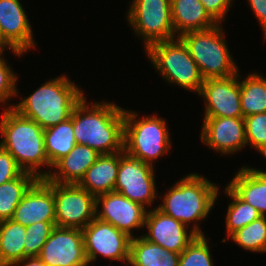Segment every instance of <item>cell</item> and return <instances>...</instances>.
Returning a JSON list of instances; mask_svg holds the SVG:
<instances>
[{
    "label": "cell",
    "instance_id": "cell-1",
    "mask_svg": "<svg viewBox=\"0 0 266 266\" xmlns=\"http://www.w3.org/2000/svg\"><path fill=\"white\" fill-rule=\"evenodd\" d=\"M84 96L73 109V130L77 144L100 154L123 151L124 109L112 102L88 105Z\"/></svg>",
    "mask_w": 266,
    "mask_h": 266
},
{
    "label": "cell",
    "instance_id": "cell-2",
    "mask_svg": "<svg viewBox=\"0 0 266 266\" xmlns=\"http://www.w3.org/2000/svg\"><path fill=\"white\" fill-rule=\"evenodd\" d=\"M0 121V146L13 156L24 172L39 179L46 178L49 171H38L42 165L51 168L45 152L44 129L12 107L5 108Z\"/></svg>",
    "mask_w": 266,
    "mask_h": 266
},
{
    "label": "cell",
    "instance_id": "cell-3",
    "mask_svg": "<svg viewBox=\"0 0 266 266\" xmlns=\"http://www.w3.org/2000/svg\"><path fill=\"white\" fill-rule=\"evenodd\" d=\"M83 97V91L61 75L46 81L19 104L9 106L46 129L68 120Z\"/></svg>",
    "mask_w": 266,
    "mask_h": 266
},
{
    "label": "cell",
    "instance_id": "cell-4",
    "mask_svg": "<svg viewBox=\"0 0 266 266\" xmlns=\"http://www.w3.org/2000/svg\"><path fill=\"white\" fill-rule=\"evenodd\" d=\"M215 184L197 173L188 174L169 188L157 209L189 227L209 215L219 196Z\"/></svg>",
    "mask_w": 266,
    "mask_h": 266
},
{
    "label": "cell",
    "instance_id": "cell-5",
    "mask_svg": "<svg viewBox=\"0 0 266 266\" xmlns=\"http://www.w3.org/2000/svg\"><path fill=\"white\" fill-rule=\"evenodd\" d=\"M135 111L124 109L123 150L144 163L164 156L171 148L166 120L156 115L138 118Z\"/></svg>",
    "mask_w": 266,
    "mask_h": 266
},
{
    "label": "cell",
    "instance_id": "cell-6",
    "mask_svg": "<svg viewBox=\"0 0 266 266\" xmlns=\"http://www.w3.org/2000/svg\"><path fill=\"white\" fill-rule=\"evenodd\" d=\"M220 24L200 31H192L179 38L198 65L203 79L231 77L239 72Z\"/></svg>",
    "mask_w": 266,
    "mask_h": 266
},
{
    "label": "cell",
    "instance_id": "cell-7",
    "mask_svg": "<svg viewBox=\"0 0 266 266\" xmlns=\"http://www.w3.org/2000/svg\"><path fill=\"white\" fill-rule=\"evenodd\" d=\"M149 60L168 83L200 93L203 77L183 41L171 39L152 44L146 50Z\"/></svg>",
    "mask_w": 266,
    "mask_h": 266
},
{
    "label": "cell",
    "instance_id": "cell-8",
    "mask_svg": "<svg viewBox=\"0 0 266 266\" xmlns=\"http://www.w3.org/2000/svg\"><path fill=\"white\" fill-rule=\"evenodd\" d=\"M128 23L144 39L145 50L154 43L177 38L173 29L171 0H133Z\"/></svg>",
    "mask_w": 266,
    "mask_h": 266
},
{
    "label": "cell",
    "instance_id": "cell-9",
    "mask_svg": "<svg viewBox=\"0 0 266 266\" xmlns=\"http://www.w3.org/2000/svg\"><path fill=\"white\" fill-rule=\"evenodd\" d=\"M55 225L85 228L96 217V197L79 184L53 182Z\"/></svg>",
    "mask_w": 266,
    "mask_h": 266
},
{
    "label": "cell",
    "instance_id": "cell-10",
    "mask_svg": "<svg viewBox=\"0 0 266 266\" xmlns=\"http://www.w3.org/2000/svg\"><path fill=\"white\" fill-rule=\"evenodd\" d=\"M153 165L144 163L123 151L119 152V167L114 191L143 207L156 199Z\"/></svg>",
    "mask_w": 266,
    "mask_h": 266
},
{
    "label": "cell",
    "instance_id": "cell-11",
    "mask_svg": "<svg viewBox=\"0 0 266 266\" xmlns=\"http://www.w3.org/2000/svg\"><path fill=\"white\" fill-rule=\"evenodd\" d=\"M88 263H94L98 254L112 260L129 263L131 239L128 234L96 217L82 229Z\"/></svg>",
    "mask_w": 266,
    "mask_h": 266
},
{
    "label": "cell",
    "instance_id": "cell-12",
    "mask_svg": "<svg viewBox=\"0 0 266 266\" xmlns=\"http://www.w3.org/2000/svg\"><path fill=\"white\" fill-rule=\"evenodd\" d=\"M38 257L46 266H90L78 228L55 226Z\"/></svg>",
    "mask_w": 266,
    "mask_h": 266
},
{
    "label": "cell",
    "instance_id": "cell-13",
    "mask_svg": "<svg viewBox=\"0 0 266 266\" xmlns=\"http://www.w3.org/2000/svg\"><path fill=\"white\" fill-rule=\"evenodd\" d=\"M144 226L148 230L144 239L175 253H181L197 235H204L197 223L188 233L189 227L157 208L147 211Z\"/></svg>",
    "mask_w": 266,
    "mask_h": 266
},
{
    "label": "cell",
    "instance_id": "cell-14",
    "mask_svg": "<svg viewBox=\"0 0 266 266\" xmlns=\"http://www.w3.org/2000/svg\"><path fill=\"white\" fill-rule=\"evenodd\" d=\"M239 73L225 78L203 81L199 95L205 100L204 117L243 118L240 103Z\"/></svg>",
    "mask_w": 266,
    "mask_h": 266
},
{
    "label": "cell",
    "instance_id": "cell-15",
    "mask_svg": "<svg viewBox=\"0 0 266 266\" xmlns=\"http://www.w3.org/2000/svg\"><path fill=\"white\" fill-rule=\"evenodd\" d=\"M100 205L102 211H98ZM146 210L142 205L129 200L116 191L96 197V218L112 224L132 238L134 237L132 229L144 227Z\"/></svg>",
    "mask_w": 266,
    "mask_h": 266
},
{
    "label": "cell",
    "instance_id": "cell-16",
    "mask_svg": "<svg viewBox=\"0 0 266 266\" xmlns=\"http://www.w3.org/2000/svg\"><path fill=\"white\" fill-rule=\"evenodd\" d=\"M201 132L202 142L223 155L238 153L247 145L244 118L204 117Z\"/></svg>",
    "mask_w": 266,
    "mask_h": 266
},
{
    "label": "cell",
    "instance_id": "cell-17",
    "mask_svg": "<svg viewBox=\"0 0 266 266\" xmlns=\"http://www.w3.org/2000/svg\"><path fill=\"white\" fill-rule=\"evenodd\" d=\"M28 227L36 222H55L53 182L38 179L24 194L11 218Z\"/></svg>",
    "mask_w": 266,
    "mask_h": 266
},
{
    "label": "cell",
    "instance_id": "cell-18",
    "mask_svg": "<svg viewBox=\"0 0 266 266\" xmlns=\"http://www.w3.org/2000/svg\"><path fill=\"white\" fill-rule=\"evenodd\" d=\"M30 22L20 0H0V29L2 39L15 55L22 56L35 47Z\"/></svg>",
    "mask_w": 266,
    "mask_h": 266
},
{
    "label": "cell",
    "instance_id": "cell-19",
    "mask_svg": "<svg viewBox=\"0 0 266 266\" xmlns=\"http://www.w3.org/2000/svg\"><path fill=\"white\" fill-rule=\"evenodd\" d=\"M99 155L100 153L87 145L76 144L66 156L53 166L56 170L48 172L46 178L58 184H78Z\"/></svg>",
    "mask_w": 266,
    "mask_h": 266
},
{
    "label": "cell",
    "instance_id": "cell-20",
    "mask_svg": "<svg viewBox=\"0 0 266 266\" xmlns=\"http://www.w3.org/2000/svg\"><path fill=\"white\" fill-rule=\"evenodd\" d=\"M171 15L177 37L192 31L210 29L218 24L200 0H171Z\"/></svg>",
    "mask_w": 266,
    "mask_h": 266
},
{
    "label": "cell",
    "instance_id": "cell-21",
    "mask_svg": "<svg viewBox=\"0 0 266 266\" xmlns=\"http://www.w3.org/2000/svg\"><path fill=\"white\" fill-rule=\"evenodd\" d=\"M227 185L266 217V171L244 166Z\"/></svg>",
    "mask_w": 266,
    "mask_h": 266
},
{
    "label": "cell",
    "instance_id": "cell-22",
    "mask_svg": "<svg viewBox=\"0 0 266 266\" xmlns=\"http://www.w3.org/2000/svg\"><path fill=\"white\" fill-rule=\"evenodd\" d=\"M119 167V152L100 154L78 183L95 197L114 191Z\"/></svg>",
    "mask_w": 266,
    "mask_h": 266
},
{
    "label": "cell",
    "instance_id": "cell-23",
    "mask_svg": "<svg viewBox=\"0 0 266 266\" xmlns=\"http://www.w3.org/2000/svg\"><path fill=\"white\" fill-rule=\"evenodd\" d=\"M180 253L167 251L160 245L147 241L142 236L133 237L130 244L131 266H178Z\"/></svg>",
    "mask_w": 266,
    "mask_h": 266
},
{
    "label": "cell",
    "instance_id": "cell-24",
    "mask_svg": "<svg viewBox=\"0 0 266 266\" xmlns=\"http://www.w3.org/2000/svg\"><path fill=\"white\" fill-rule=\"evenodd\" d=\"M71 117L55 126L44 129L45 152L51 168L76 145Z\"/></svg>",
    "mask_w": 266,
    "mask_h": 266
},
{
    "label": "cell",
    "instance_id": "cell-25",
    "mask_svg": "<svg viewBox=\"0 0 266 266\" xmlns=\"http://www.w3.org/2000/svg\"><path fill=\"white\" fill-rule=\"evenodd\" d=\"M26 227L12 219L0 222V266H11L25 258Z\"/></svg>",
    "mask_w": 266,
    "mask_h": 266
},
{
    "label": "cell",
    "instance_id": "cell-26",
    "mask_svg": "<svg viewBox=\"0 0 266 266\" xmlns=\"http://www.w3.org/2000/svg\"><path fill=\"white\" fill-rule=\"evenodd\" d=\"M38 179L23 171L17 178L0 185V222L12 218L20 200Z\"/></svg>",
    "mask_w": 266,
    "mask_h": 266
},
{
    "label": "cell",
    "instance_id": "cell-27",
    "mask_svg": "<svg viewBox=\"0 0 266 266\" xmlns=\"http://www.w3.org/2000/svg\"><path fill=\"white\" fill-rule=\"evenodd\" d=\"M240 103L243 118L266 112V78L262 74L251 73L240 79Z\"/></svg>",
    "mask_w": 266,
    "mask_h": 266
},
{
    "label": "cell",
    "instance_id": "cell-28",
    "mask_svg": "<svg viewBox=\"0 0 266 266\" xmlns=\"http://www.w3.org/2000/svg\"><path fill=\"white\" fill-rule=\"evenodd\" d=\"M224 191L232 199V202L229 203L225 220L226 232L229 238L236 230L259 219L261 214L256 208L241 199L228 185Z\"/></svg>",
    "mask_w": 266,
    "mask_h": 266
},
{
    "label": "cell",
    "instance_id": "cell-29",
    "mask_svg": "<svg viewBox=\"0 0 266 266\" xmlns=\"http://www.w3.org/2000/svg\"><path fill=\"white\" fill-rule=\"evenodd\" d=\"M238 246L251 252H266V217L261 216L250 224L236 230L229 238Z\"/></svg>",
    "mask_w": 266,
    "mask_h": 266
},
{
    "label": "cell",
    "instance_id": "cell-30",
    "mask_svg": "<svg viewBox=\"0 0 266 266\" xmlns=\"http://www.w3.org/2000/svg\"><path fill=\"white\" fill-rule=\"evenodd\" d=\"M209 245L205 235H197L180 253L178 266H213Z\"/></svg>",
    "mask_w": 266,
    "mask_h": 266
},
{
    "label": "cell",
    "instance_id": "cell-31",
    "mask_svg": "<svg viewBox=\"0 0 266 266\" xmlns=\"http://www.w3.org/2000/svg\"><path fill=\"white\" fill-rule=\"evenodd\" d=\"M55 226V222L42 221L26 227L24 238L25 258L40 255L43 245Z\"/></svg>",
    "mask_w": 266,
    "mask_h": 266
},
{
    "label": "cell",
    "instance_id": "cell-32",
    "mask_svg": "<svg viewBox=\"0 0 266 266\" xmlns=\"http://www.w3.org/2000/svg\"><path fill=\"white\" fill-rule=\"evenodd\" d=\"M246 142L266 158V112L244 117Z\"/></svg>",
    "mask_w": 266,
    "mask_h": 266
},
{
    "label": "cell",
    "instance_id": "cell-33",
    "mask_svg": "<svg viewBox=\"0 0 266 266\" xmlns=\"http://www.w3.org/2000/svg\"><path fill=\"white\" fill-rule=\"evenodd\" d=\"M6 59L0 61V103H6L11 97L17 96V74L11 70Z\"/></svg>",
    "mask_w": 266,
    "mask_h": 266
},
{
    "label": "cell",
    "instance_id": "cell-34",
    "mask_svg": "<svg viewBox=\"0 0 266 266\" xmlns=\"http://www.w3.org/2000/svg\"><path fill=\"white\" fill-rule=\"evenodd\" d=\"M22 172L13 156L0 146V185L17 178Z\"/></svg>",
    "mask_w": 266,
    "mask_h": 266
},
{
    "label": "cell",
    "instance_id": "cell-35",
    "mask_svg": "<svg viewBox=\"0 0 266 266\" xmlns=\"http://www.w3.org/2000/svg\"><path fill=\"white\" fill-rule=\"evenodd\" d=\"M209 15L218 23L221 24L229 11L233 0H200Z\"/></svg>",
    "mask_w": 266,
    "mask_h": 266
},
{
    "label": "cell",
    "instance_id": "cell-36",
    "mask_svg": "<svg viewBox=\"0 0 266 266\" xmlns=\"http://www.w3.org/2000/svg\"><path fill=\"white\" fill-rule=\"evenodd\" d=\"M248 3L259 20L266 39V0H249Z\"/></svg>",
    "mask_w": 266,
    "mask_h": 266
},
{
    "label": "cell",
    "instance_id": "cell-37",
    "mask_svg": "<svg viewBox=\"0 0 266 266\" xmlns=\"http://www.w3.org/2000/svg\"><path fill=\"white\" fill-rule=\"evenodd\" d=\"M18 264H23V266H46L38 256L26 257L13 263L11 266H17Z\"/></svg>",
    "mask_w": 266,
    "mask_h": 266
},
{
    "label": "cell",
    "instance_id": "cell-38",
    "mask_svg": "<svg viewBox=\"0 0 266 266\" xmlns=\"http://www.w3.org/2000/svg\"><path fill=\"white\" fill-rule=\"evenodd\" d=\"M0 48H6V49H10L11 47L2 39V33H1V29H0Z\"/></svg>",
    "mask_w": 266,
    "mask_h": 266
},
{
    "label": "cell",
    "instance_id": "cell-39",
    "mask_svg": "<svg viewBox=\"0 0 266 266\" xmlns=\"http://www.w3.org/2000/svg\"><path fill=\"white\" fill-rule=\"evenodd\" d=\"M5 48H0V61L4 58L2 55Z\"/></svg>",
    "mask_w": 266,
    "mask_h": 266
}]
</instances>
